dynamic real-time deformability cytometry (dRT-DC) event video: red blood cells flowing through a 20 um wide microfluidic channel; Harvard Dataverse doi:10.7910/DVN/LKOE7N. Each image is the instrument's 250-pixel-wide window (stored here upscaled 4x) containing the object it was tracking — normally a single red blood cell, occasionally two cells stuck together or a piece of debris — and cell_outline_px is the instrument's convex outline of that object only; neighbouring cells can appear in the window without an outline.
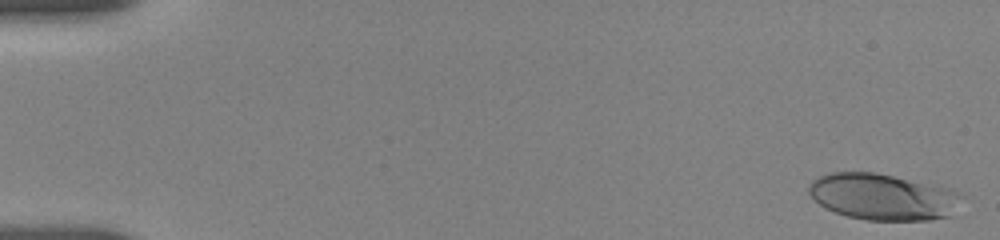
{"species": "human", "species_latin": "Homo sapiens", "temperature_condition": "room temperature", "stored_images_in_passage": 33, "camera_frame_rate_fps": 3000, "um_per_image_px": 0.085, "donor": {"sex": "female"}, "frame": {"image": 1, "passage_image": 1, "time_ms": 0.0, "image_size_px": [1000, 240], "cell_outline_px": [[956, 196], [952, 216], [932, 220], [868, 220], [848, 216], [824, 208], [808, 192], [808, 184], [812, 180], [828, 172], [876, 172], [948, 188], [956, 192]], "centroid_in_image_um": [74.94, 16.72], "position_along_channel_um": 10.1, "area_um2": 40.69}}
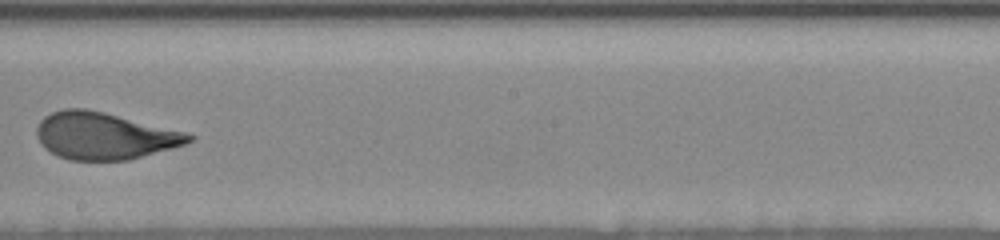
{"frame": {"image": 2, "passage_image": 16, "time_ms": 10.333, "image_size_px": [1000, 240], "cell_outline_px": [[196, 136], [192, 140], [184, 144], [172, 148], [128, 160], [68, 160], [56, 156], [44, 148], [40, 144], [36, 136], [36, 128], [40, 120], [44, 116], [52, 112], [64, 108], [84, 108], [104, 112], [184, 132]], "centroid_in_image_um": [8.79, 11.55], "position_along_channel_um": 239.4, "area_um2": 41.56}}
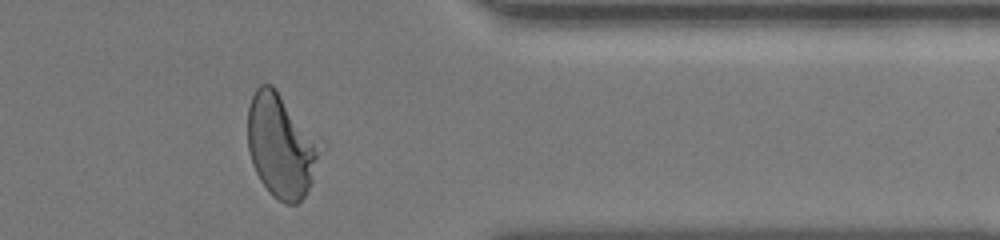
{"frame": {"image": 3, "passage_image": 29, "time_ms": 14.667, "image_size_px": [1000, 240], "cell_outline_px": [[320, 152], [312, 180], [304, 196], [296, 204], [284, 204], [272, 196], [260, 180], [252, 164], [248, 148], [248, 108], [252, 96], [256, 88], [260, 84], [272, 84], [276, 88]], "centroid_in_image_um": [23.78, 12.45], "position_along_channel_um": 387.6, "area_um2": 41.79}, "authors_computed_cell_mechanics": {"area_um2": 41.5004, "velocity_mm_per_s": 3.663, "shape_relaxation_time_tau1_ms": 4.245, "shape_relaxation_time_tau2_ms": null, "deformation_change_tau1": 0.1853, "deformation_change_tau2": null}}